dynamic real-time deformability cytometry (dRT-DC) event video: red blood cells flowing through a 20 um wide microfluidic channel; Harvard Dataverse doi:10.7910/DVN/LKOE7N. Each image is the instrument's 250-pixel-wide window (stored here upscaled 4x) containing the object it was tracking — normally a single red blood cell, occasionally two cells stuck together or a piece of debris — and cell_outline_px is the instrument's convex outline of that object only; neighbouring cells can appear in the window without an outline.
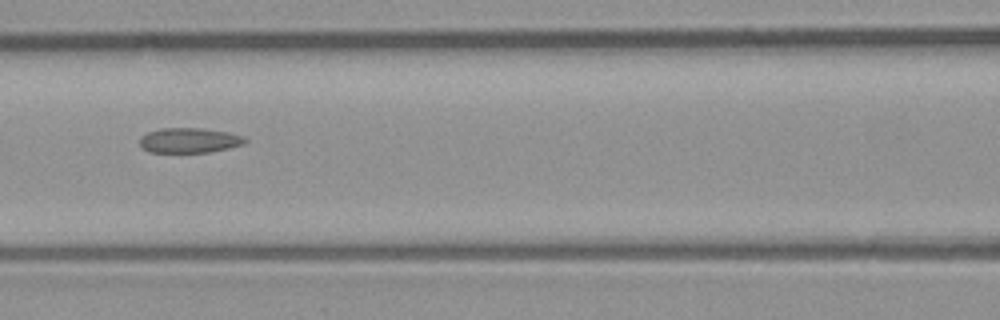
{"species": "common noctule bat (a hibernating species)", "species_latin": "Nyctalus noctula", "temperature_condition": "room temperature", "stored_images_in_passage": 37, "camera_frame_rate_fps": 3000, "um_per_image_px": 0.085, "animal": {"sex": "male", "body_mass_g": 23.1, "forearm_length_mm": 52.7}, "frame": {"image": 1, "passage_image": 8, "time_ms": 2.333, "image_size_px": [1000, 320], "cell_outline_px": [[248, 140], [244, 144], [212, 152], [148, 152], [140, 144], [140, 136], [148, 132], [160, 128], [200, 128], [228, 132], [244, 136]], "centroid_in_image_um": [16.11, 11.93], "position_along_channel_um": 150.5, "area_um2": 15.37}}
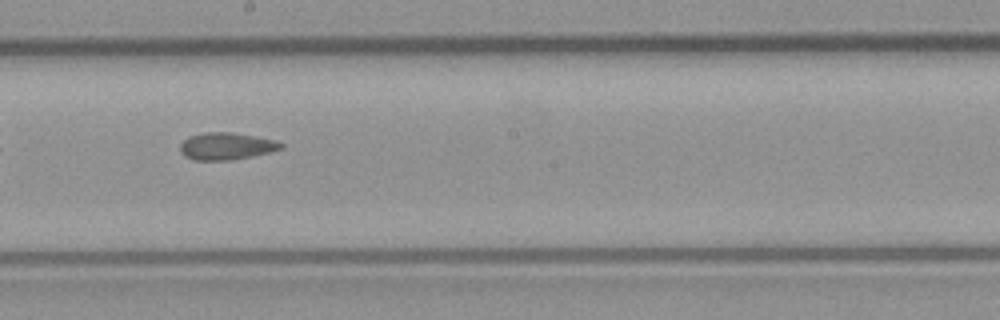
{"frame": {"image": 2, "passage_image": 14, "time_ms": 4.333, "image_size_px": [1000, 320], "cell_outline_px": [[284, 148], [252, 156], [232, 160], [196, 160], [184, 156], [180, 152], [180, 144], [184, 140], [192, 136], [204, 132], [232, 132], [276, 140], [284, 144]], "centroid_in_image_um": [19.25, 12.42], "position_along_channel_um": 229.0, "area_um2": 15.9}}
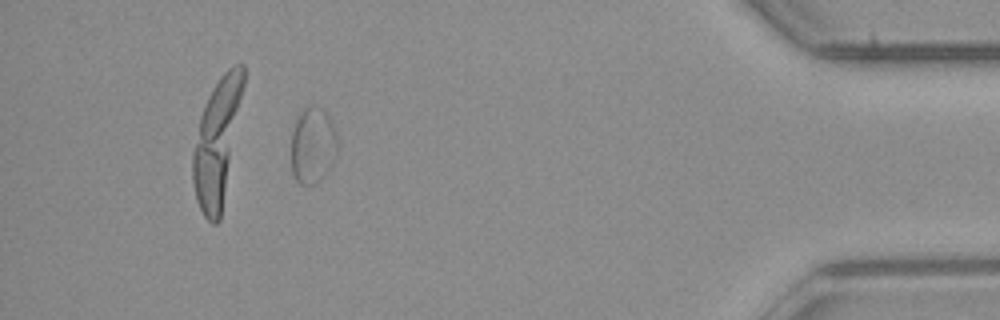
{"frame": {"image": 3, "passage_image": 32, "time_ms": 10.333, "image_size_px": [1000, 320], "cell_outline_px": [[336, 152], [324, 176], [320, 180], [312, 184], [300, 184], [296, 180], [292, 172], [292, 132], [296, 120], [300, 112], [304, 108], [312, 104], [320, 108], [328, 116], [332, 124], [336, 136]], "centroid_in_image_um": [26.55, 12.35], "position_along_channel_um": 408.6, "area_um2": 20.06}, "authors_computed_cell_mechanics": {"area_um2": 15.895, "velocity_mm_per_s": 3.9206, "shape_relaxation_time_tau1_ms": null, "shape_relaxation_time_tau2_ms": 6.7986, "deformation_change_tau1": null, "deformation_change_tau2": 0.1284}}